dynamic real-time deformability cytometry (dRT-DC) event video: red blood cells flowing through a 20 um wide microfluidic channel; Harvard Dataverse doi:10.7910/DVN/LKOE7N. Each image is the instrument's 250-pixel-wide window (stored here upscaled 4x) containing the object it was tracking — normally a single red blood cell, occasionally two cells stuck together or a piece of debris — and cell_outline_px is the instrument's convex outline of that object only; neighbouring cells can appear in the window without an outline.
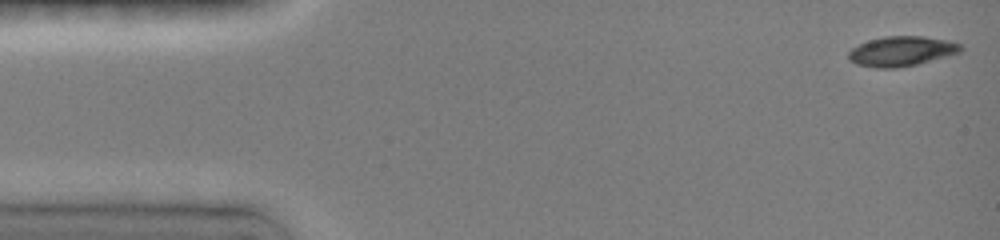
{"species": "common noctule bat (a hibernating species)", "species_latin": "Nyctalus noctula", "temperature_condition": "room temperature", "stored_images_in_passage": 13, "camera_frame_rate_fps": 3000, "um_per_image_px": 0.085, "animal": {"sex": "female", "body_mass_g": 19.0, "forearm_length_mm": 51.5}, "frame": {"image": 1, "passage_image": 1, "time_ms": 0.0, "image_size_px": [1000, 240], "cell_outline_px": [[964, 48], [960, 52], [916, 64], [896, 68], [876, 68], [856, 64], [848, 60], [848, 52], [852, 48], [868, 40], [884, 36], [924, 36], [948, 40], [960, 44]], "centroid_in_image_um": [76.6, 4.35], "position_along_channel_um": 8.4, "area_um2": 19.48}}
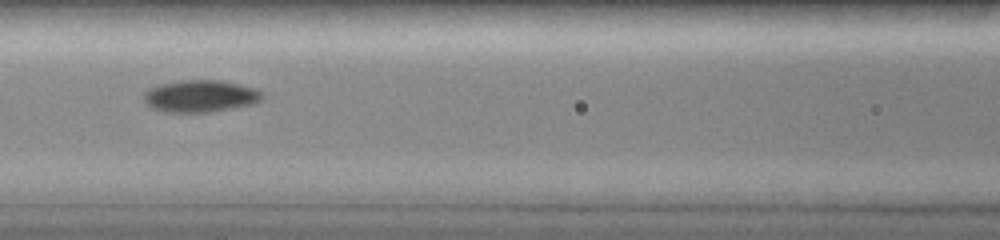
{"frame": {"image": 2, "passage_image": 8, "time_ms": 6.333, "image_size_px": [1000, 240], "cell_outline_px": [[260, 100], [252, 104], [208, 112], [168, 112], [152, 108], [144, 100], [144, 92], [152, 88], [164, 84], [180, 80], [220, 80], [252, 88], [260, 92]], "centroid_in_image_um": [16.99, 8.17], "position_along_channel_um": 149.6, "area_um2": 21.44}}
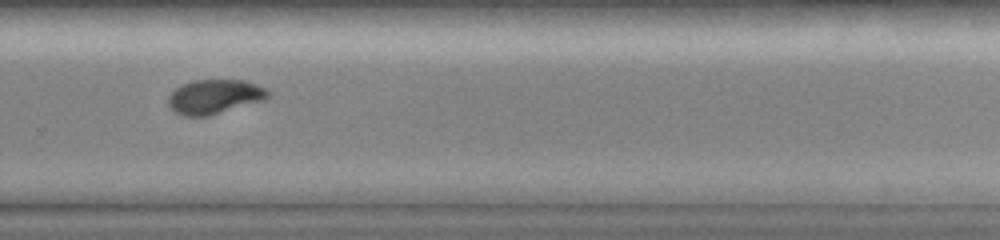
{"frame": {"image": 3, "passage_image": 12, "time_ms": 10.333, "image_size_px": [1000, 240], "cell_outline_px": [[268, 96], [264, 100], [208, 116], [184, 116], [176, 112], [168, 104], [168, 96], [176, 88], [184, 84], [196, 80], [244, 80], [256, 84], [264, 88], [268, 92]], "centroid_in_image_um": [18.22, 8.22], "position_along_channel_um": 311.6, "area_um2": 19.65}}